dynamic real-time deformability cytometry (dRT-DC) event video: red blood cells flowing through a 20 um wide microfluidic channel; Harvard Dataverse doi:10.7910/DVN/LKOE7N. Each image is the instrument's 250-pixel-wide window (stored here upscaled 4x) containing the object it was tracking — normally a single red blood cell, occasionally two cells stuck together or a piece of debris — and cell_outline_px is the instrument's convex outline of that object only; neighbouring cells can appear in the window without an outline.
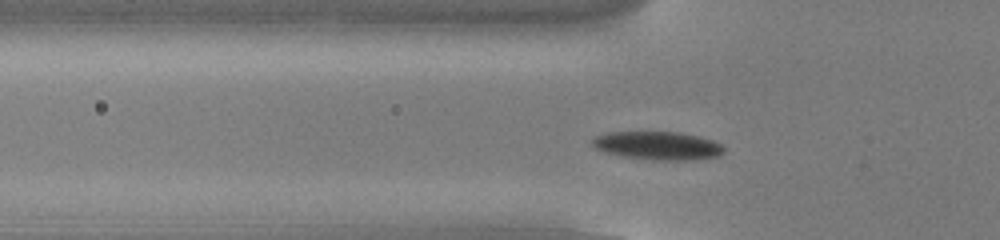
{"species": "common noctule bat (a hibernating species)", "species_latin": "Nyctalus noctula", "temperature_condition": "cold", "stored_images_in_passage": 47, "camera_frame_rate_fps": 3000, "um_per_image_px": 0.085, "animal": {"sex": "male", "body_mass_g": 13.0, "forearm_length_mm": 53.1}, "frame": {"image": 1, "passage_image": 11, "time_ms": 3.333, "image_size_px": [1000, 240], "cell_outline_px": [[724, 152], [720, 156], [692, 160], [656, 160], [620, 156], [604, 152], [596, 148], [592, 144], [592, 140], [596, 136], [604, 132], [680, 132], [700, 136], [712, 140], [720, 144], [724, 148]], "centroid_in_image_um": [55.91, 12.38], "position_along_channel_um": 69.9, "area_um2": 21.85}}
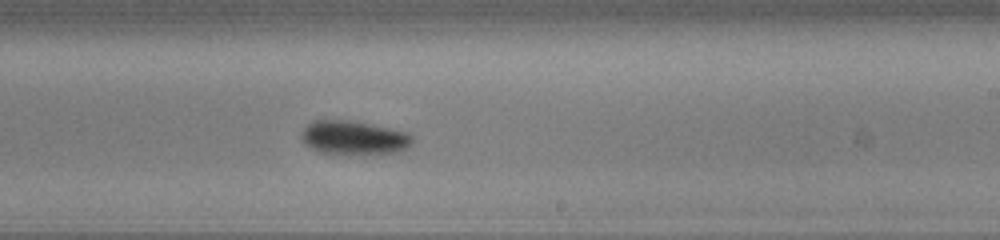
{"frame": {"image": 2, "passage_image": 26, "time_ms": 8.333, "image_size_px": [1000, 240], "cell_outline_px": [[412, 144], [408, 148], [396, 152], [360, 156], [348, 156], [320, 152], [304, 144], [300, 136], [300, 132], [312, 120], [348, 120], [408, 132], [412, 136]], "centroid_in_image_um": [30.05, 11.75], "position_along_channel_um": 258.9, "area_um2": 22.48}}
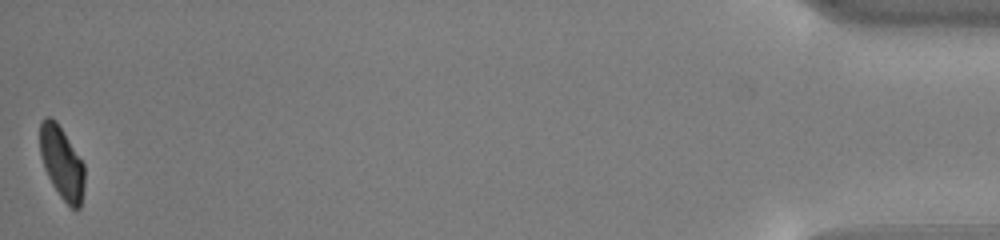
{"frame": {"image": 3, "passage_image": 47, "time_ms": 15.333, "image_size_px": [1000, 240], "cell_outline_px": [[84, 184], [80, 208], [72, 208], [60, 196], [52, 184], [44, 168], [40, 156], [40, 120], [44, 116], [48, 116], [56, 120], [84, 164]], "centroid_in_image_um": [5.23, 13.8], "position_along_channel_um": 430.0, "area_um2": 18.73}, "authors_computed_cell_mechanics": {"area_um2": 21.3282, "velocity_mm_per_s": 3.7999, "shape_relaxation_time_tau1_ms": 1.8719, "shape_relaxation_time_tau2_ms": null, "deformation_change_tau1": 0.1067, "deformation_change_tau2": null}}